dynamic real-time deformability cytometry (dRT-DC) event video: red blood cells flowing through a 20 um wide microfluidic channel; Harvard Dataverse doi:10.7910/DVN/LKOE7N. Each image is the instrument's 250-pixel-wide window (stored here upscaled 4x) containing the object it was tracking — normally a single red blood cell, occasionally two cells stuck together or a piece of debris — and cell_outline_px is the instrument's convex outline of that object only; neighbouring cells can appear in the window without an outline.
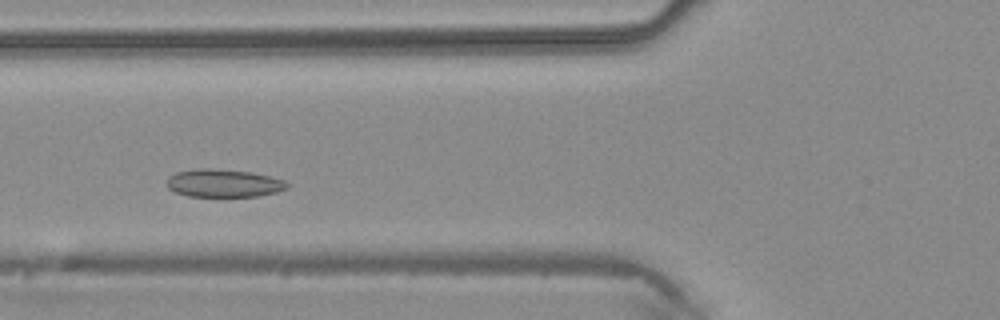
{"species": "common noctule bat (a hibernating species)", "species_latin": "Nyctalus noctula", "temperature_condition": "warm", "stored_images_in_passage": 3, "camera_frame_rate_fps": 3000, "um_per_image_px": 0.085, "animal": {"sex": "male", "body_mass_g": 20.4}, "frame": {"image": 1, "passage_image": 3, "time_ms": 0.667, "image_size_px": [1000, 320], "cell_outline_px": [[288, 188], [276, 192], [260, 196], [188, 196], [176, 192], [168, 188], [168, 176], [176, 172], [196, 168], [212, 168], [252, 172], [272, 176], [284, 180], [288, 184]], "centroid_in_image_um": [19.03, 15.56], "position_along_channel_um": 106.8, "area_um2": 19.65}}